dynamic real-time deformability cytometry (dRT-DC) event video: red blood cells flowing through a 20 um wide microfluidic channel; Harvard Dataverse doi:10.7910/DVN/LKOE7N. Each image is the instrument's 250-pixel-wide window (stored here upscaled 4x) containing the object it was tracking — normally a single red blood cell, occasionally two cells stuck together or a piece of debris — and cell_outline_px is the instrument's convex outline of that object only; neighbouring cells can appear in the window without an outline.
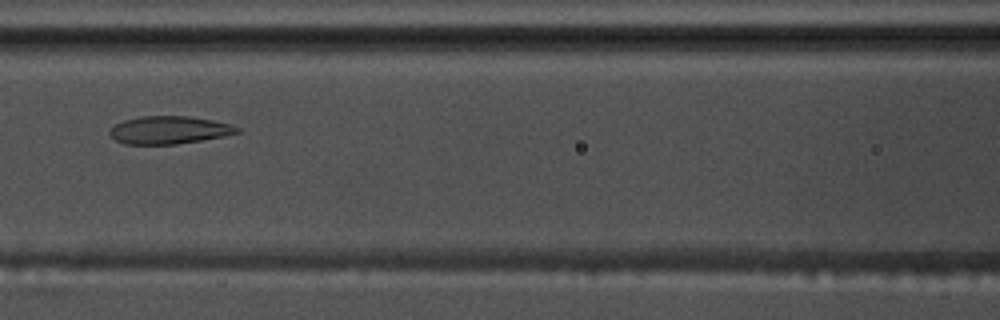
{"species": "common noctule bat (a hibernating species)", "species_latin": "Nyctalus noctula", "temperature_condition": "warm", "stored_images_in_passage": 44, "camera_frame_rate_fps": 3000, "um_per_image_px": 0.085, "animal": {"sex": "male", "body_mass_g": 17.5, "forearm_length_mm": 52.3}, "frame": {"image": 1, "passage_image": 14, "time_ms": 4.333, "image_size_px": [1000, 320], "cell_outline_px": [[240, 132], [224, 136], [176, 144], [124, 144], [116, 140], [108, 132], [116, 124], [124, 120], [140, 116], [188, 116], [212, 120], [228, 124], [240, 128]], "centroid_in_image_um": [14.36, 11.05], "position_along_channel_um": 152.2, "area_um2": 20.4}}
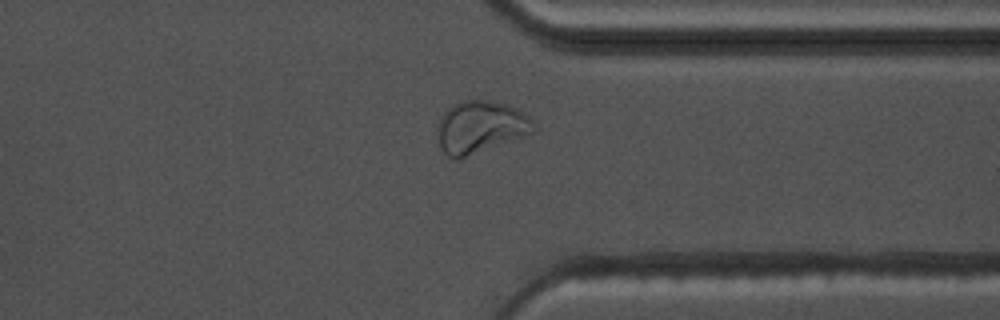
{"frame": {"image": 2, "passage_image": 32, "time_ms": 10.333, "image_size_px": [1000, 320], "cell_outline_px": [[536, 132], [460, 160], [456, 160], [448, 156], [440, 148], [436, 128], [440, 116], [452, 104], [460, 100], [488, 100], [508, 104], [516, 108], [532, 120], [536, 128]], "centroid_in_image_um": [40.81, 10.81], "position_along_channel_um": 370.6, "area_um2": 29.88}}
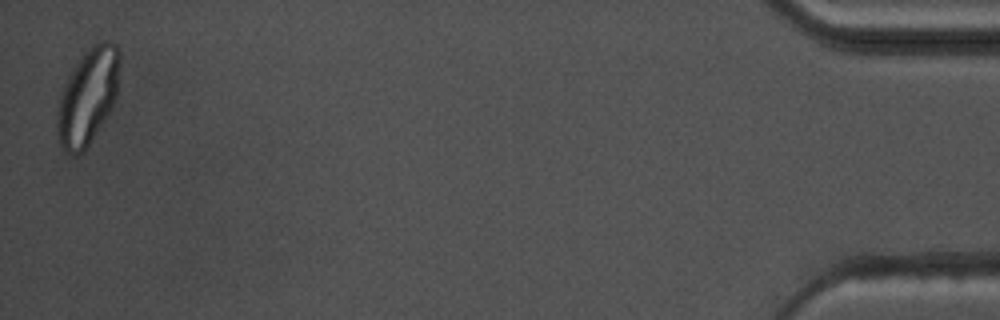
{"frame": {"image": 3, "passage_image": 44, "time_ms": 14.333, "image_size_px": [1000, 320], "cell_outline_px": [[120, 56], [116, 100], [112, 108], [84, 152], [76, 156], [72, 156], [64, 152], [60, 144], [56, 132], [56, 112], [60, 92], [72, 68], [80, 56], [92, 44], [100, 40], [108, 40], [116, 44], [120, 52]], "centroid_in_image_um": [7.44, 8.21], "position_along_channel_um": 427.8, "area_um2": 35.78}, "authors_computed_cell_mechanics": {"area_um2": 23.6691, "velocity_mm_per_s": 3.6666, "shape_relaxation_time_tau1_ms": null, "shape_relaxation_time_tau2_ms": 1.2586, "deformation_change_tau1": null, "deformation_change_tau2": 0.0704}}